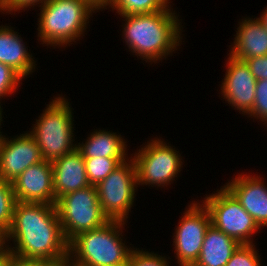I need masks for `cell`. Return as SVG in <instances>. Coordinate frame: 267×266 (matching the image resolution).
I'll return each mask as SVG.
<instances>
[{"label":"cell","instance_id":"1","mask_svg":"<svg viewBox=\"0 0 267 266\" xmlns=\"http://www.w3.org/2000/svg\"><path fill=\"white\" fill-rule=\"evenodd\" d=\"M13 248L6 245L12 239ZM4 247L17 258H69L55 204L17 201L10 229L3 236Z\"/></svg>","mask_w":267,"mask_h":266},{"label":"cell","instance_id":"2","mask_svg":"<svg viewBox=\"0 0 267 266\" xmlns=\"http://www.w3.org/2000/svg\"><path fill=\"white\" fill-rule=\"evenodd\" d=\"M120 16L125 18L122 33L129 49L147 62L166 59L180 45V20L169 6L158 12Z\"/></svg>","mask_w":267,"mask_h":266},{"label":"cell","instance_id":"3","mask_svg":"<svg viewBox=\"0 0 267 266\" xmlns=\"http://www.w3.org/2000/svg\"><path fill=\"white\" fill-rule=\"evenodd\" d=\"M122 221H108L97 229L78 233L68 242L72 266H127L133 250L125 246ZM121 233V234H120Z\"/></svg>","mask_w":267,"mask_h":266},{"label":"cell","instance_id":"4","mask_svg":"<svg viewBox=\"0 0 267 266\" xmlns=\"http://www.w3.org/2000/svg\"><path fill=\"white\" fill-rule=\"evenodd\" d=\"M39 6L38 36L47 46L78 41L92 12L97 11L87 0H48Z\"/></svg>","mask_w":267,"mask_h":266},{"label":"cell","instance_id":"5","mask_svg":"<svg viewBox=\"0 0 267 266\" xmlns=\"http://www.w3.org/2000/svg\"><path fill=\"white\" fill-rule=\"evenodd\" d=\"M69 103L65 97H55L29 132L39 146L43 160L53 162L77 148L72 144L74 120Z\"/></svg>","mask_w":267,"mask_h":266},{"label":"cell","instance_id":"6","mask_svg":"<svg viewBox=\"0 0 267 266\" xmlns=\"http://www.w3.org/2000/svg\"><path fill=\"white\" fill-rule=\"evenodd\" d=\"M55 206L68 242L78 233L97 229L109 221L101 208L94 185L59 197Z\"/></svg>","mask_w":267,"mask_h":266},{"label":"cell","instance_id":"7","mask_svg":"<svg viewBox=\"0 0 267 266\" xmlns=\"http://www.w3.org/2000/svg\"><path fill=\"white\" fill-rule=\"evenodd\" d=\"M202 202L208 209L211 224L215 228L239 244H252L251 235L254 236L261 228L225 187L217 193L208 195Z\"/></svg>","mask_w":267,"mask_h":266},{"label":"cell","instance_id":"8","mask_svg":"<svg viewBox=\"0 0 267 266\" xmlns=\"http://www.w3.org/2000/svg\"><path fill=\"white\" fill-rule=\"evenodd\" d=\"M136 187L137 170L131 158L96 185L101 208L109 221L126 222L136 197Z\"/></svg>","mask_w":267,"mask_h":266},{"label":"cell","instance_id":"9","mask_svg":"<svg viewBox=\"0 0 267 266\" xmlns=\"http://www.w3.org/2000/svg\"><path fill=\"white\" fill-rule=\"evenodd\" d=\"M162 140L154 139L134 154L137 185L167 186L181 171L179 152Z\"/></svg>","mask_w":267,"mask_h":266},{"label":"cell","instance_id":"10","mask_svg":"<svg viewBox=\"0 0 267 266\" xmlns=\"http://www.w3.org/2000/svg\"><path fill=\"white\" fill-rule=\"evenodd\" d=\"M176 227L173 245L179 266H193L199 258L204 237L211 225L208 209L202 203H191Z\"/></svg>","mask_w":267,"mask_h":266},{"label":"cell","instance_id":"11","mask_svg":"<svg viewBox=\"0 0 267 266\" xmlns=\"http://www.w3.org/2000/svg\"><path fill=\"white\" fill-rule=\"evenodd\" d=\"M43 161L34 137L26 132L0 141V179L14 181L26 168Z\"/></svg>","mask_w":267,"mask_h":266},{"label":"cell","instance_id":"12","mask_svg":"<svg viewBox=\"0 0 267 266\" xmlns=\"http://www.w3.org/2000/svg\"><path fill=\"white\" fill-rule=\"evenodd\" d=\"M227 70L222 81L221 93L224 99L242 114H248L254 105L257 80L251 74L247 63L229 56Z\"/></svg>","mask_w":267,"mask_h":266},{"label":"cell","instance_id":"13","mask_svg":"<svg viewBox=\"0 0 267 266\" xmlns=\"http://www.w3.org/2000/svg\"><path fill=\"white\" fill-rule=\"evenodd\" d=\"M11 183L19 202L55 204L53 169L49 161L29 166Z\"/></svg>","mask_w":267,"mask_h":266},{"label":"cell","instance_id":"14","mask_svg":"<svg viewBox=\"0 0 267 266\" xmlns=\"http://www.w3.org/2000/svg\"><path fill=\"white\" fill-rule=\"evenodd\" d=\"M260 176L241 175L224 187L237 199L258 226H267V185Z\"/></svg>","mask_w":267,"mask_h":266},{"label":"cell","instance_id":"15","mask_svg":"<svg viewBox=\"0 0 267 266\" xmlns=\"http://www.w3.org/2000/svg\"><path fill=\"white\" fill-rule=\"evenodd\" d=\"M51 164L55 203L59 197L90 185L86 174L84 158L77 148L51 162Z\"/></svg>","mask_w":267,"mask_h":266},{"label":"cell","instance_id":"16","mask_svg":"<svg viewBox=\"0 0 267 266\" xmlns=\"http://www.w3.org/2000/svg\"><path fill=\"white\" fill-rule=\"evenodd\" d=\"M256 19V20H255ZM229 55L245 61L267 55V29L259 18H248L239 23Z\"/></svg>","mask_w":267,"mask_h":266},{"label":"cell","instance_id":"17","mask_svg":"<svg viewBox=\"0 0 267 266\" xmlns=\"http://www.w3.org/2000/svg\"><path fill=\"white\" fill-rule=\"evenodd\" d=\"M11 27H0V62L10 66L22 78L35 69V62L26 49L25 43Z\"/></svg>","mask_w":267,"mask_h":266},{"label":"cell","instance_id":"18","mask_svg":"<svg viewBox=\"0 0 267 266\" xmlns=\"http://www.w3.org/2000/svg\"><path fill=\"white\" fill-rule=\"evenodd\" d=\"M239 245L211 224L206 231L199 258L193 266H225Z\"/></svg>","mask_w":267,"mask_h":266},{"label":"cell","instance_id":"19","mask_svg":"<svg viewBox=\"0 0 267 266\" xmlns=\"http://www.w3.org/2000/svg\"><path fill=\"white\" fill-rule=\"evenodd\" d=\"M89 136L85 143L77 144V149L83 158H126L127 145L121 135L111 131L96 130Z\"/></svg>","mask_w":267,"mask_h":266},{"label":"cell","instance_id":"20","mask_svg":"<svg viewBox=\"0 0 267 266\" xmlns=\"http://www.w3.org/2000/svg\"><path fill=\"white\" fill-rule=\"evenodd\" d=\"M126 158L93 157L84 158L85 169L90 185H98L107 178L112 171L119 167Z\"/></svg>","mask_w":267,"mask_h":266},{"label":"cell","instance_id":"21","mask_svg":"<svg viewBox=\"0 0 267 266\" xmlns=\"http://www.w3.org/2000/svg\"><path fill=\"white\" fill-rule=\"evenodd\" d=\"M170 0H112L109 7L120 15L153 13L166 9Z\"/></svg>","mask_w":267,"mask_h":266},{"label":"cell","instance_id":"22","mask_svg":"<svg viewBox=\"0 0 267 266\" xmlns=\"http://www.w3.org/2000/svg\"><path fill=\"white\" fill-rule=\"evenodd\" d=\"M16 203L12 183L0 179V233L3 236L11 227Z\"/></svg>","mask_w":267,"mask_h":266},{"label":"cell","instance_id":"23","mask_svg":"<svg viewBox=\"0 0 267 266\" xmlns=\"http://www.w3.org/2000/svg\"><path fill=\"white\" fill-rule=\"evenodd\" d=\"M225 266H261L255 245L240 244Z\"/></svg>","mask_w":267,"mask_h":266},{"label":"cell","instance_id":"24","mask_svg":"<svg viewBox=\"0 0 267 266\" xmlns=\"http://www.w3.org/2000/svg\"><path fill=\"white\" fill-rule=\"evenodd\" d=\"M127 266H170L165 256L134 248L131 251Z\"/></svg>","mask_w":267,"mask_h":266},{"label":"cell","instance_id":"25","mask_svg":"<svg viewBox=\"0 0 267 266\" xmlns=\"http://www.w3.org/2000/svg\"><path fill=\"white\" fill-rule=\"evenodd\" d=\"M247 115L267 123V79L257 80L254 105Z\"/></svg>","mask_w":267,"mask_h":266},{"label":"cell","instance_id":"26","mask_svg":"<svg viewBox=\"0 0 267 266\" xmlns=\"http://www.w3.org/2000/svg\"><path fill=\"white\" fill-rule=\"evenodd\" d=\"M22 79L10 66L0 62V99L15 92Z\"/></svg>","mask_w":267,"mask_h":266},{"label":"cell","instance_id":"27","mask_svg":"<svg viewBox=\"0 0 267 266\" xmlns=\"http://www.w3.org/2000/svg\"><path fill=\"white\" fill-rule=\"evenodd\" d=\"M14 266H72L69 258L23 259L15 258Z\"/></svg>","mask_w":267,"mask_h":266},{"label":"cell","instance_id":"28","mask_svg":"<svg viewBox=\"0 0 267 266\" xmlns=\"http://www.w3.org/2000/svg\"><path fill=\"white\" fill-rule=\"evenodd\" d=\"M245 62L256 80L267 79V55L248 58Z\"/></svg>","mask_w":267,"mask_h":266},{"label":"cell","instance_id":"29","mask_svg":"<svg viewBox=\"0 0 267 266\" xmlns=\"http://www.w3.org/2000/svg\"><path fill=\"white\" fill-rule=\"evenodd\" d=\"M46 1L48 0H0V11L5 13L17 12L35 6V4L41 3L42 5Z\"/></svg>","mask_w":267,"mask_h":266},{"label":"cell","instance_id":"30","mask_svg":"<svg viewBox=\"0 0 267 266\" xmlns=\"http://www.w3.org/2000/svg\"><path fill=\"white\" fill-rule=\"evenodd\" d=\"M16 256L6 247L0 249V266H14Z\"/></svg>","mask_w":267,"mask_h":266},{"label":"cell","instance_id":"31","mask_svg":"<svg viewBox=\"0 0 267 266\" xmlns=\"http://www.w3.org/2000/svg\"><path fill=\"white\" fill-rule=\"evenodd\" d=\"M259 19L262 21L263 25L267 29V7L265 11L260 15Z\"/></svg>","mask_w":267,"mask_h":266},{"label":"cell","instance_id":"32","mask_svg":"<svg viewBox=\"0 0 267 266\" xmlns=\"http://www.w3.org/2000/svg\"><path fill=\"white\" fill-rule=\"evenodd\" d=\"M3 235L0 233V247H3Z\"/></svg>","mask_w":267,"mask_h":266},{"label":"cell","instance_id":"33","mask_svg":"<svg viewBox=\"0 0 267 266\" xmlns=\"http://www.w3.org/2000/svg\"><path fill=\"white\" fill-rule=\"evenodd\" d=\"M2 110H3V109H2L1 106H0V126L2 125V124H1V121H2ZM0 133H2V132H0Z\"/></svg>","mask_w":267,"mask_h":266}]
</instances>
